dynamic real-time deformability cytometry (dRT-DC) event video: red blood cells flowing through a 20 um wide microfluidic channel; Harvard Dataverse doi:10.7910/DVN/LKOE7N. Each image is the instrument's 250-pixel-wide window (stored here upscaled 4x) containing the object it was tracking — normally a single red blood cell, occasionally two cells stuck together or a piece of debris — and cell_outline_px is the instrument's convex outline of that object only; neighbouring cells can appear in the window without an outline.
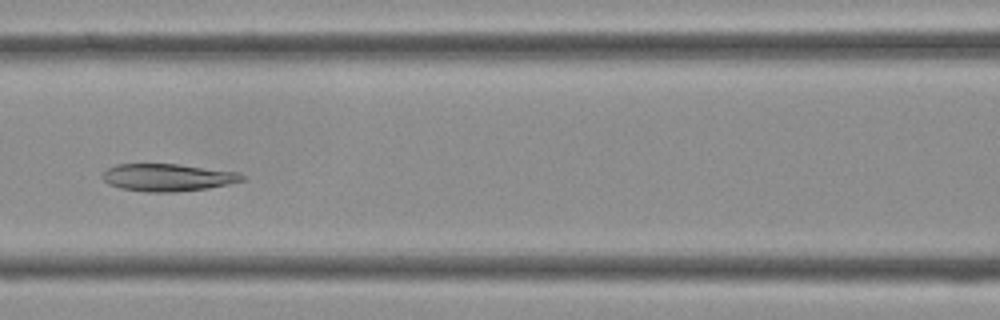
{"species": "Egyptian fruit bat (a non-hibernating species)", "species_latin": "Rousettus aegyptiacus", "temperature_condition": "cold", "stored_images_in_passage": 40, "camera_frame_rate_fps": 3000, "um_per_image_px": 0.085, "frame": {"image": 1, "passage_image": 17, "time_ms": 5.333, "image_size_px": [1000, 320], "cell_outline_px": [[244, 180], [228, 184], [208, 188], [176, 192], [148, 192], [120, 188], [108, 184], [100, 176], [108, 168], [116, 164], [180, 164], [240, 172], [244, 176]], "centroid_in_image_um": [14.25, 15.08], "position_along_channel_um": 152.3, "area_um2": 22.43}}
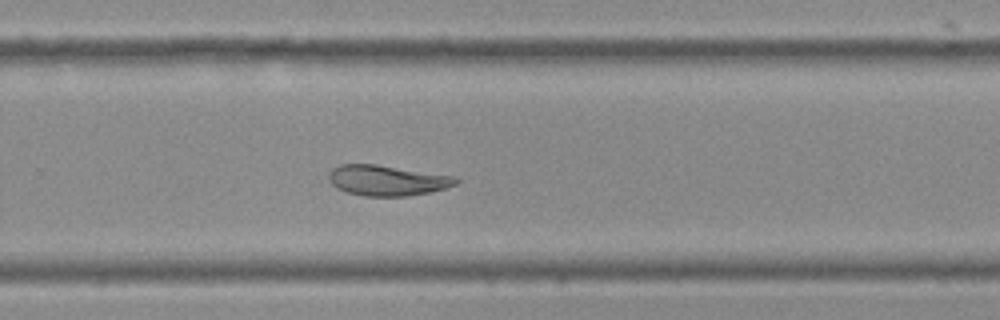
{"frame": {"image": 2, "passage_image": 26, "time_ms": 8.333, "image_size_px": [1000, 320], "cell_outline_px": [[460, 180], [456, 184], [444, 188], [428, 192], [408, 196], [364, 196], [348, 192], [336, 188], [328, 180], [328, 172], [332, 168], [340, 164], [376, 164], [456, 176]], "centroid_in_image_um": [32.88, 15.32], "position_along_channel_um": 296.9, "area_um2": 22.66}}
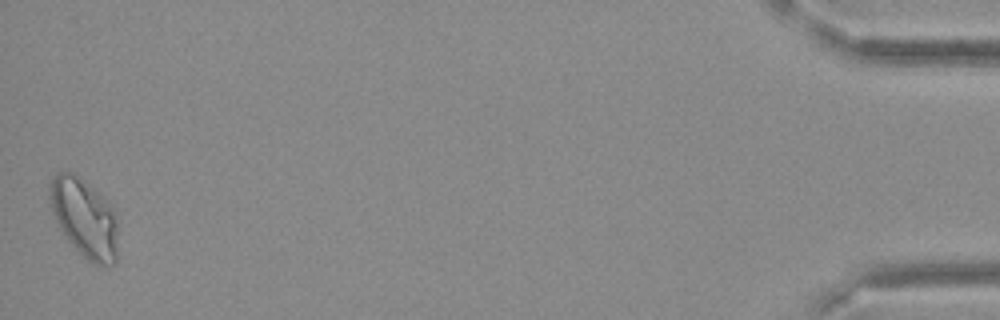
{"frame": {"image": 3, "passage_image": 40, "time_ms": 13.0, "image_size_px": [1000, 320], "cell_outline_px": [[116, 264], [92, 264], [68, 240], [60, 228], [52, 212], [48, 196], [48, 188], [56, 172], [76, 172], [104, 200], [112, 212], [116, 224]], "centroid_in_image_um": [7.11, 18.5], "position_along_channel_um": 428.1, "area_um2": 30.52}}